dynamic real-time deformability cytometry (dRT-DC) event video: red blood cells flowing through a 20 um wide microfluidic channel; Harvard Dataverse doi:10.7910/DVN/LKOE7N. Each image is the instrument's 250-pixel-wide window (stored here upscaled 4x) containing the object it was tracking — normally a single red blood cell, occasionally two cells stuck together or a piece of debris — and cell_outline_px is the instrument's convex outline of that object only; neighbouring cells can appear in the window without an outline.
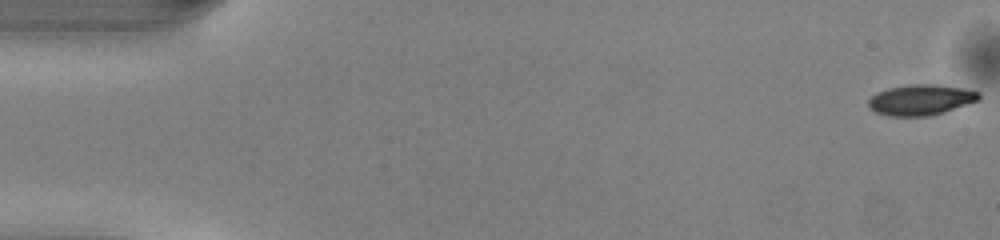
{"species": "common noctule bat (a hibernating species)", "species_latin": "Nyctalus noctula", "temperature_condition": "warm", "stored_images_in_passage": 50, "camera_frame_rate_fps": 3000, "um_per_image_px": 0.085, "animal": {"sex": "male", "body_mass_g": 13.0, "forearm_length_mm": 53.1}, "frame": {"image": 1, "passage_image": 1, "time_ms": 0.0, "image_size_px": [1000, 240], "cell_outline_px": [[980, 100], [944, 112], [928, 116], [888, 116], [876, 112], [868, 104], [868, 100], [872, 96], [888, 88], [908, 84], [936, 84], [960, 88], [980, 92]], "centroid_in_image_um": [78.29, 8.48], "position_along_channel_um": 6.7, "area_um2": 19.59}}
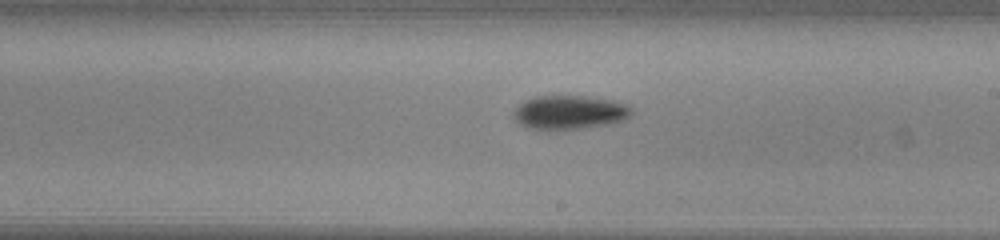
{"frame": {"image": 2, "passage_image": 29, "time_ms": 9.333, "image_size_px": [1000, 240], "cell_outline_px": [[632, 112], [624, 120], [612, 124], [580, 128], [532, 128], [520, 124], [512, 116], [512, 112], [524, 100], [536, 96], [588, 96], [612, 100], [624, 104], [632, 108]], "centroid_in_image_um": [48.42, 9.53], "position_along_channel_um": 240.6, "area_um2": 22.95}}
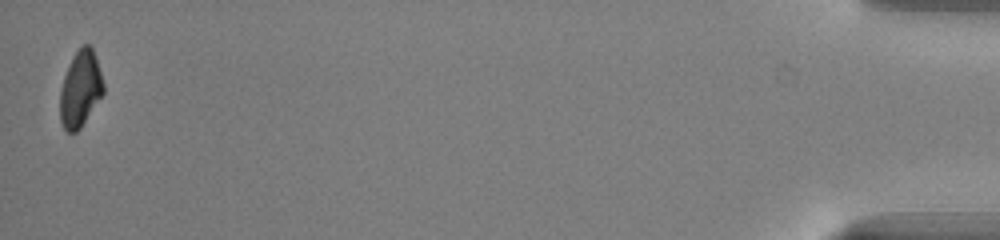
{"frame": {"image": 3, "passage_image": 50, "time_ms": 16.333, "image_size_px": [1000, 240], "cell_outline_px": [[104, 92], [80, 128], [76, 132], [68, 132], [64, 128], [60, 120], [60, 92], [64, 76], [72, 56], [84, 44], [88, 44], [92, 48], [104, 84]], "centroid_in_image_um": [6.82, 7.57], "position_along_channel_um": 428.4, "area_um2": 18.9}, "authors_computed_cell_mechanics": {"area_um2": 20.9814, "velocity_mm_per_s": 4.0974, "shape_relaxation_time_tau1_ms": 2.1558, "shape_relaxation_time_tau2_ms": null, "deformation_change_tau1": 0.1063, "deformation_change_tau2": null}}